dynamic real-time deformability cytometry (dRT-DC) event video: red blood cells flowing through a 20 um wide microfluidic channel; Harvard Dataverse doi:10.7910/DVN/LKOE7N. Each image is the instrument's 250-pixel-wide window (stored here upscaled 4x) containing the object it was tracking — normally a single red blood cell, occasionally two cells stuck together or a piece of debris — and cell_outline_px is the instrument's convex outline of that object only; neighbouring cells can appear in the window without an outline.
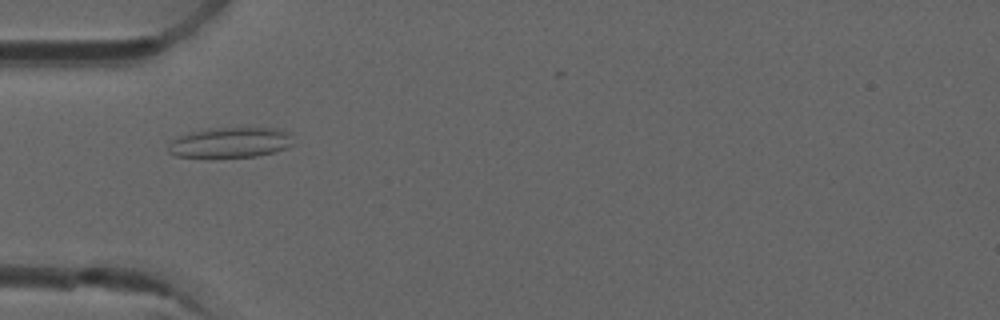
{"species": "common noctule bat (a hibernating species)", "species_latin": "Nyctalus noctula", "temperature_condition": "room temperature", "stored_images_in_passage": 38, "camera_frame_rate_fps": 3000, "um_per_image_px": 0.085, "animal": {"sex": "male", "forearm_length_mm": 52.5}, "frame": {"image": 1, "passage_image": 8, "time_ms": 2.333, "image_size_px": [1000, 320], "cell_outline_px": [[292, 144], [288, 148], [276, 152], [256, 156], [212, 160], [208, 160], [176, 156], [168, 152], [168, 144], [172, 140], [180, 136], [192, 132], [208, 128], [280, 128], [292, 132]], "centroid_in_image_um": [19.58, 12.16], "position_along_channel_um": 65.4, "area_um2": 23.18}}
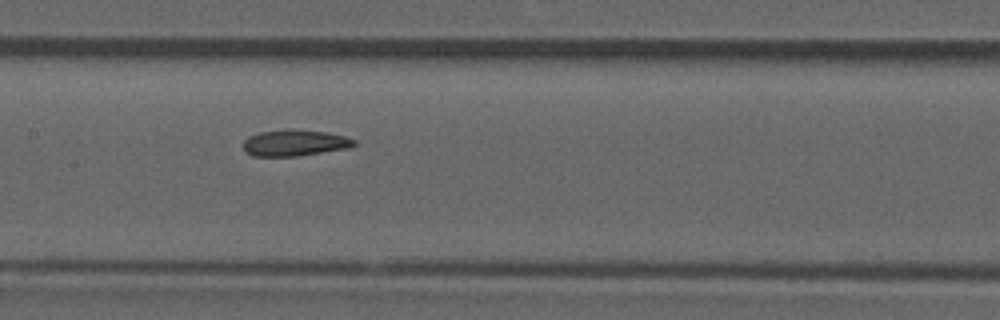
{"frame": {"image": 2, "passage_image": 17, "time_ms": 5.333, "image_size_px": [1000, 320], "cell_outline_px": [[356, 144], [348, 148], [296, 156], [252, 156], [244, 152], [244, 140], [248, 136], [260, 132], [288, 128], [328, 132], [348, 136], [356, 140]], "centroid_in_image_um": [25.05, 12.13], "position_along_channel_um": 182.3, "area_um2": 17.22}}
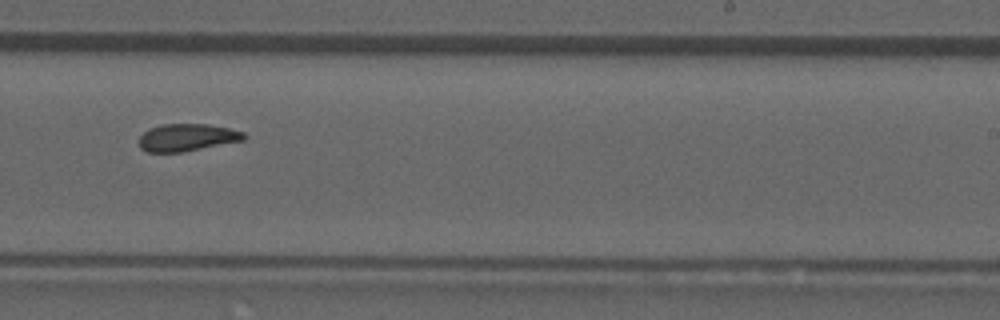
{"frame": {"image": 3, "passage_image": 24, "time_ms": 7.667, "image_size_px": [1000, 320], "cell_outline_px": [[248, 136], [244, 140], [184, 152], [148, 152], [140, 148], [140, 136], [148, 128], [160, 124], [208, 124], [228, 128], [244, 132]], "centroid_in_image_um": [15.91, 11.68], "position_along_channel_um": 273.1, "area_um2": 16.82}, "authors_computed_cell_mechanics": {"area_um2": 16.9065, "velocity_mm_per_s": 3.907, "shape_relaxation_time_tau1_ms": null, "shape_relaxation_time_tau2_ms": 1.9809, "deformation_change_tau1": null, "deformation_change_tau2": 0.0846}}